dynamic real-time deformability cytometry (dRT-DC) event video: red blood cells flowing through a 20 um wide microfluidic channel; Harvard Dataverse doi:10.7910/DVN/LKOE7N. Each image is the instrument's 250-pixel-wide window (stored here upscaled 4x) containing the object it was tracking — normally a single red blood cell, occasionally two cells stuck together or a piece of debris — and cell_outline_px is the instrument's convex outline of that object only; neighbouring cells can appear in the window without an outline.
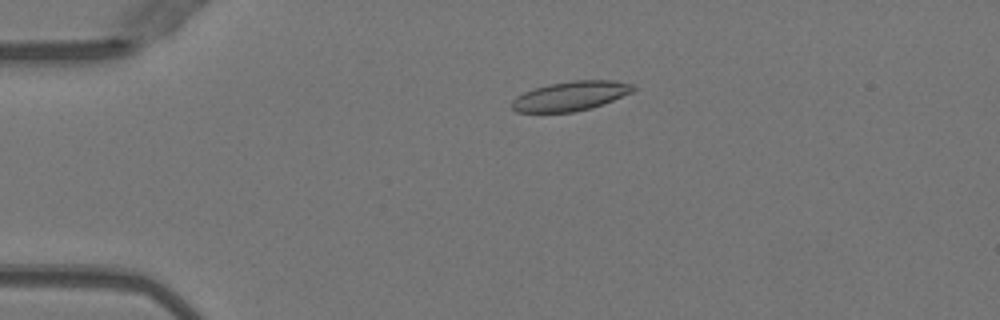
{"species": "Egyptian fruit bat (a non-hibernating species)", "species_latin": "Rousettus aegyptiacus", "temperature_condition": "warm", "stored_images_in_passage": 51, "camera_frame_rate_fps": 3000, "um_per_image_px": 0.085, "animal": {"sex": "female"}, "frame": {"image": 1, "passage_image": 12, "time_ms": 3.667, "image_size_px": [1000, 320], "cell_outline_px": [[636, 88], [632, 92], [592, 108], [576, 112], [516, 112], [512, 108], [512, 100], [516, 96], [524, 92], [548, 84], [572, 80], [612, 80], [632, 84]], "centroid_in_image_um": [48.49, 8.16], "position_along_channel_um": 36.5, "area_um2": 20.75}}
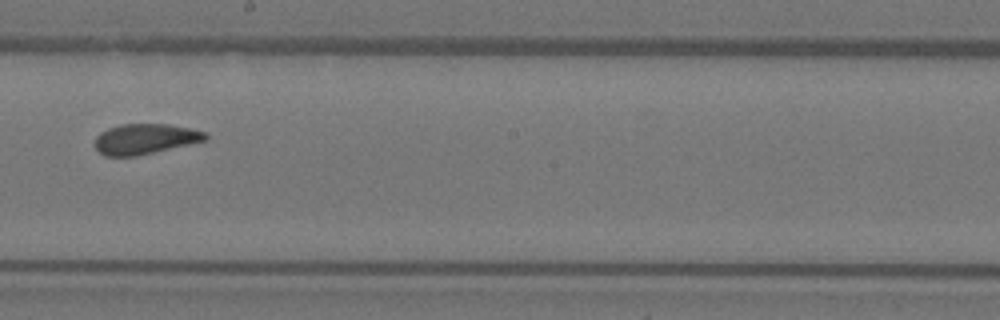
{"frame": {"image": 2, "passage_image": 30, "time_ms": 9.667, "image_size_px": [1000, 320], "cell_outline_px": [[208, 140], [136, 156], [104, 156], [96, 148], [96, 136], [100, 132], [108, 128], [120, 124], [168, 124], [188, 128], [204, 132], [208, 136]], "centroid_in_image_um": [12.32, 11.81], "position_along_channel_um": 235.9, "area_um2": 19.42}}
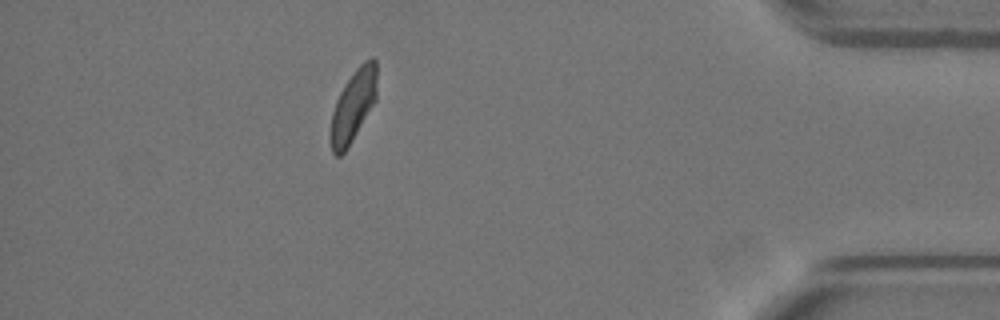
{"frame": {"image": 3, "passage_image": 46, "time_ms": 15.0, "image_size_px": [1000, 320], "cell_outline_px": [[376, 100], [348, 148], [340, 156], [336, 156], [332, 152], [328, 136], [332, 112], [336, 100], [344, 84], [356, 68], [364, 60], [372, 56], [376, 60]], "centroid_in_image_um": [29.99, 9.02], "position_along_channel_um": 405.2, "area_um2": 19.71}, "authors_computed_cell_mechanics": {"area_um2": 20.0566, "velocity_mm_per_s": 4.0168, "shape_relaxation_time_tau1_ms": null, "shape_relaxation_time_tau2_ms": 2.1473, "deformation_change_tau1": null, "deformation_change_tau2": 0.0802}}